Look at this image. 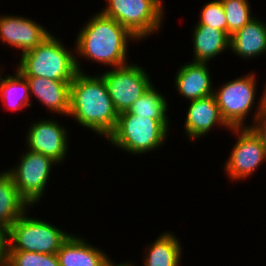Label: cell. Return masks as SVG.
Listing matches in <instances>:
<instances>
[{"label": "cell", "instance_id": "obj_1", "mask_svg": "<svg viewBox=\"0 0 266 266\" xmlns=\"http://www.w3.org/2000/svg\"><path fill=\"white\" fill-rule=\"evenodd\" d=\"M68 115L106 139L114 131L119 114L101 75L91 76L83 70L76 74L70 83Z\"/></svg>", "mask_w": 266, "mask_h": 266}, {"label": "cell", "instance_id": "obj_2", "mask_svg": "<svg viewBox=\"0 0 266 266\" xmlns=\"http://www.w3.org/2000/svg\"><path fill=\"white\" fill-rule=\"evenodd\" d=\"M76 39L74 49L78 59L83 56L110 68L129 63L128 42H139L127 28L101 12L89 19Z\"/></svg>", "mask_w": 266, "mask_h": 266}, {"label": "cell", "instance_id": "obj_3", "mask_svg": "<svg viewBox=\"0 0 266 266\" xmlns=\"http://www.w3.org/2000/svg\"><path fill=\"white\" fill-rule=\"evenodd\" d=\"M73 53L51 33L38 46L21 54L16 69L25 77L73 81L82 69L77 55Z\"/></svg>", "mask_w": 266, "mask_h": 266}, {"label": "cell", "instance_id": "obj_4", "mask_svg": "<svg viewBox=\"0 0 266 266\" xmlns=\"http://www.w3.org/2000/svg\"><path fill=\"white\" fill-rule=\"evenodd\" d=\"M169 126V119H151L124 111L119 113L107 141L127 153L146 154L163 146L169 136Z\"/></svg>", "mask_w": 266, "mask_h": 266}, {"label": "cell", "instance_id": "obj_5", "mask_svg": "<svg viewBox=\"0 0 266 266\" xmlns=\"http://www.w3.org/2000/svg\"><path fill=\"white\" fill-rule=\"evenodd\" d=\"M26 211L8 229V251L56 254L71 235Z\"/></svg>", "mask_w": 266, "mask_h": 266}, {"label": "cell", "instance_id": "obj_6", "mask_svg": "<svg viewBox=\"0 0 266 266\" xmlns=\"http://www.w3.org/2000/svg\"><path fill=\"white\" fill-rule=\"evenodd\" d=\"M106 1L100 12L127 28L139 41L159 32L165 14L162 0Z\"/></svg>", "mask_w": 266, "mask_h": 266}, {"label": "cell", "instance_id": "obj_7", "mask_svg": "<svg viewBox=\"0 0 266 266\" xmlns=\"http://www.w3.org/2000/svg\"><path fill=\"white\" fill-rule=\"evenodd\" d=\"M256 82V75L251 72L225 82L214 91L221 116L230 128L248 127L244 123L255 105Z\"/></svg>", "mask_w": 266, "mask_h": 266}, {"label": "cell", "instance_id": "obj_8", "mask_svg": "<svg viewBox=\"0 0 266 266\" xmlns=\"http://www.w3.org/2000/svg\"><path fill=\"white\" fill-rule=\"evenodd\" d=\"M20 162L6 171L11 175L21 197L29 204L41 201L48 185L52 166L56 161L38 152L26 150L20 157Z\"/></svg>", "mask_w": 266, "mask_h": 266}, {"label": "cell", "instance_id": "obj_9", "mask_svg": "<svg viewBox=\"0 0 266 266\" xmlns=\"http://www.w3.org/2000/svg\"><path fill=\"white\" fill-rule=\"evenodd\" d=\"M147 73L142 66L127 63L100 74L104 78L108 94L118 114L128 111L153 84Z\"/></svg>", "mask_w": 266, "mask_h": 266}, {"label": "cell", "instance_id": "obj_10", "mask_svg": "<svg viewBox=\"0 0 266 266\" xmlns=\"http://www.w3.org/2000/svg\"><path fill=\"white\" fill-rule=\"evenodd\" d=\"M230 131L238 140L225 162L224 170L232 182H238L250 177L266 161V154L260 138L250 127L231 128Z\"/></svg>", "mask_w": 266, "mask_h": 266}, {"label": "cell", "instance_id": "obj_11", "mask_svg": "<svg viewBox=\"0 0 266 266\" xmlns=\"http://www.w3.org/2000/svg\"><path fill=\"white\" fill-rule=\"evenodd\" d=\"M32 123L27 131L26 148L63 164L69 148L67 129L54 119H42Z\"/></svg>", "mask_w": 266, "mask_h": 266}, {"label": "cell", "instance_id": "obj_12", "mask_svg": "<svg viewBox=\"0 0 266 266\" xmlns=\"http://www.w3.org/2000/svg\"><path fill=\"white\" fill-rule=\"evenodd\" d=\"M51 32L38 22L24 16H0V41L23 54L38 46Z\"/></svg>", "mask_w": 266, "mask_h": 266}, {"label": "cell", "instance_id": "obj_13", "mask_svg": "<svg viewBox=\"0 0 266 266\" xmlns=\"http://www.w3.org/2000/svg\"><path fill=\"white\" fill-rule=\"evenodd\" d=\"M188 108L184 129L191 141L205 137L214 126L231 129L223 120L214 95L190 101Z\"/></svg>", "mask_w": 266, "mask_h": 266}, {"label": "cell", "instance_id": "obj_14", "mask_svg": "<svg viewBox=\"0 0 266 266\" xmlns=\"http://www.w3.org/2000/svg\"><path fill=\"white\" fill-rule=\"evenodd\" d=\"M178 69L174 86L184 98L193 101L213 95V82L208 63L191 61Z\"/></svg>", "mask_w": 266, "mask_h": 266}, {"label": "cell", "instance_id": "obj_15", "mask_svg": "<svg viewBox=\"0 0 266 266\" xmlns=\"http://www.w3.org/2000/svg\"><path fill=\"white\" fill-rule=\"evenodd\" d=\"M30 97L34 95L49 112L65 117L70 109V83L72 81H55L41 77H26Z\"/></svg>", "mask_w": 266, "mask_h": 266}, {"label": "cell", "instance_id": "obj_16", "mask_svg": "<svg viewBox=\"0 0 266 266\" xmlns=\"http://www.w3.org/2000/svg\"><path fill=\"white\" fill-rule=\"evenodd\" d=\"M71 233L56 255L59 266H109L112 260L102 249Z\"/></svg>", "mask_w": 266, "mask_h": 266}, {"label": "cell", "instance_id": "obj_17", "mask_svg": "<svg viewBox=\"0 0 266 266\" xmlns=\"http://www.w3.org/2000/svg\"><path fill=\"white\" fill-rule=\"evenodd\" d=\"M235 56L253 59L266 53V22L250 20L243 28L230 36V48Z\"/></svg>", "mask_w": 266, "mask_h": 266}, {"label": "cell", "instance_id": "obj_18", "mask_svg": "<svg viewBox=\"0 0 266 266\" xmlns=\"http://www.w3.org/2000/svg\"><path fill=\"white\" fill-rule=\"evenodd\" d=\"M192 42L194 62L208 63L212 58L230 48V36L208 25H194Z\"/></svg>", "mask_w": 266, "mask_h": 266}, {"label": "cell", "instance_id": "obj_19", "mask_svg": "<svg viewBox=\"0 0 266 266\" xmlns=\"http://www.w3.org/2000/svg\"><path fill=\"white\" fill-rule=\"evenodd\" d=\"M29 204L21 197L11 175L0 171V226L6 229L21 216Z\"/></svg>", "mask_w": 266, "mask_h": 266}, {"label": "cell", "instance_id": "obj_20", "mask_svg": "<svg viewBox=\"0 0 266 266\" xmlns=\"http://www.w3.org/2000/svg\"><path fill=\"white\" fill-rule=\"evenodd\" d=\"M179 239L172 232H165L152 242L144 256V266H179L182 249Z\"/></svg>", "mask_w": 266, "mask_h": 266}, {"label": "cell", "instance_id": "obj_21", "mask_svg": "<svg viewBox=\"0 0 266 266\" xmlns=\"http://www.w3.org/2000/svg\"><path fill=\"white\" fill-rule=\"evenodd\" d=\"M0 98L4 107L13 112L31 106L29 85L19 70H16L15 75H6L1 84Z\"/></svg>", "mask_w": 266, "mask_h": 266}, {"label": "cell", "instance_id": "obj_22", "mask_svg": "<svg viewBox=\"0 0 266 266\" xmlns=\"http://www.w3.org/2000/svg\"><path fill=\"white\" fill-rule=\"evenodd\" d=\"M158 91L155 85L152 84L148 90L132 104L128 112L151 119H168V100Z\"/></svg>", "mask_w": 266, "mask_h": 266}, {"label": "cell", "instance_id": "obj_23", "mask_svg": "<svg viewBox=\"0 0 266 266\" xmlns=\"http://www.w3.org/2000/svg\"><path fill=\"white\" fill-rule=\"evenodd\" d=\"M249 0H221L226 15L227 34L232 36L243 28L254 15Z\"/></svg>", "mask_w": 266, "mask_h": 266}, {"label": "cell", "instance_id": "obj_24", "mask_svg": "<svg viewBox=\"0 0 266 266\" xmlns=\"http://www.w3.org/2000/svg\"><path fill=\"white\" fill-rule=\"evenodd\" d=\"M6 266H59L56 254L8 251Z\"/></svg>", "mask_w": 266, "mask_h": 266}, {"label": "cell", "instance_id": "obj_25", "mask_svg": "<svg viewBox=\"0 0 266 266\" xmlns=\"http://www.w3.org/2000/svg\"><path fill=\"white\" fill-rule=\"evenodd\" d=\"M200 12V25H208L227 33L226 15L221 0L208 2Z\"/></svg>", "mask_w": 266, "mask_h": 266}, {"label": "cell", "instance_id": "obj_26", "mask_svg": "<svg viewBox=\"0 0 266 266\" xmlns=\"http://www.w3.org/2000/svg\"><path fill=\"white\" fill-rule=\"evenodd\" d=\"M253 123L249 124L248 127L260 138L266 154V116L260 114Z\"/></svg>", "mask_w": 266, "mask_h": 266}, {"label": "cell", "instance_id": "obj_27", "mask_svg": "<svg viewBox=\"0 0 266 266\" xmlns=\"http://www.w3.org/2000/svg\"><path fill=\"white\" fill-rule=\"evenodd\" d=\"M8 252V229L0 226V266H6Z\"/></svg>", "mask_w": 266, "mask_h": 266}, {"label": "cell", "instance_id": "obj_28", "mask_svg": "<svg viewBox=\"0 0 266 266\" xmlns=\"http://www.w3.org/2000/svg\"><path fill=\"white\" fill-rule=\"evenodd\" d=\"M265 89L263 91V94H261L262 96H260V99L258 100L259 102H257L258 106H256V111L253 117V120H255L260 114L266 116V86H264Z\"/></svg>", "mask_w": 266, "mask_h": 266}, {"label": "cell", "instance_id": "obj_29", "mask_svg": "<svg viewBox=\"0 0 266 266\" xmlns=\"http://www.w3.org/2000/svg\"><path fill=\"white\" fill-rule=\"evenodd\" d=\"M109 266H125V263H120V264H115L114 262H112Z\"/></svg>", "mask_w": 266, "mask_h": 266}, {"label": "cell", "instance_id": "obj_30", "mask_svg": "<svg viewBox=\"0 0 266 266\" xmlns=\"http://www.w3.org/2000/svg\"><path fill=\"white\" fill-rule=\"evenodd\" d=\"M1 76H2V73H1V68H0V88H1V84L3 83L5 79L4 77L2 78Z\"/></svg>", "mask_w": 266, "mask_h": 266}, {"label": "cell", "instance_id": "obj_31", "mask_svg": "<svg viewBox=\"0 0 266 266\" xmlns=\"http://www.w3.org/2000/svg\"><path fill=\"white\" fill-rule=\"evenodd\" d=\"M125 266H135V265L132 264V263L126 262V263H125Z\"/></svg>", "mask_w": 266, "mask_h": 266}]
</instances>
